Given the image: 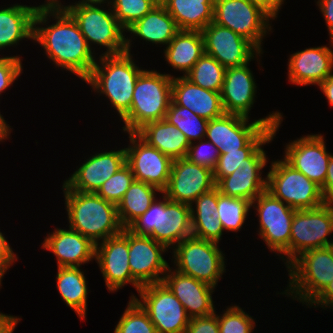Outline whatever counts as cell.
<instances>
[{
    "instance_id": "1",
    "label": "cell",
    "mask_w": 333,
    "mask_h": 333,
    "mask_svg": "<svg viewBox=\"0 0 333 333\" xmlns=\"http://www.w3.org/2000/svg\"><path fill=\"white\" fill-rule=\"evenodd\" d=\"M51 16L56 23L48 26ZM33 40L43 47L47 58L56 67L77 75L83 81L97 62L93 55L95 52H92L76 21L58 2L44 1L39 5L34 17Z\"/></svg>"
},
{
    "instance_id": "2",
    "label": "cell",
    "mask_w": 333,
    "mask_h": 333,
    "mask_svg": "<svg viewBox=\"0 0 333 333\" xmlns=\"http://www.w3.org/2000/svg\"><path fill=\"white\" fill-rule=\"evenodd\" d=\"M69 228L90 239L94 244L122 232L117 205L96 193L70 190L62 185Z\"/></svg>"
},
{
    "instance_id": "3",
    "label": "cell",
    "mask_w": 333,
    "mask_h": 333,
    "mask_svg": "<svg viewBox=\"0 0 333 333\" xmlns=\"http://www.w3.org/2000/svg\"><path fill=\"white\" fill-rule=\"evenodd\" d=\"M133 54L99 55L90 75L84 80L94 92L106 95L122 118L131 108L133 91L139 74L144 70Z\"/></svg>"
},
{
    "instance_id": "4",
    "label": "cell",
    "mask_w": 333,
    "mask_h": 333,
    "mask_svg": "<svg viewBox=\"0 0 333 333\" xmlns=\"http://www.w3.org/2000/svg\"><path fill=\"white\" fill-rule=\"evenodd\" d=\"M161 194L163 201L156 198L127 229L137 236H150L171 249L192 236L191 208L189 204L171 201Z\"/></svg>"
},
{
    "instance_id": "5",
    "label": "cell",
    "mask_w": 333,
    "mask_h": 333,
    "mask_svg": "<svg viewBox=\"0 0 333 333\" xmlns=\"http://www.w3.org/2000/svg\"><path fill=\"white\" fill-rule=\"evenodd\" d=\"M171 74L143 70L136 81L130 110L121 118L124 132H136L148 122L165 118L172 96Z\"/></svg>"
},
{
    "instance_id": "6",
    "label": "cell",
    "mask_w": 333,
    "mask_h": 333,
    "mask_svg": "<svg viewBox=\"0 0 333 333\" xmlns=\"http://www.w3.org/2000/svg\"><path fill=\"white\" fill-rule=\"evenodd\" d=\"M57 2L76 21L91 50H94L91 45L97 44L101 48L102 46L106 48V51L101 55L109 56L131 52L132 40L128 37L125 38V30L110 9L111 6L107 10L106 7H102L105 5H62L60 0Z\"/></svg>"
},
{
    "instance_id": "7",
    "label": "cell",
    "mask_w": 333,
    "mask_h": 333,
    "mask_svg": "<svg viewBox=\"0 0 333 333\" xmlns=\"http://www.w3.org/2000/svg\"><path fill=\"white\" fill-rule=\"evenodd\" d=\"M289 283L280 294L308 305L333 281V245L303 252L288 267Z\"/></svg>"
},
{
    "instance_id": "8",
    "label": "cell",
    "mask_w": 333,
    "mask_h": 333,
    "mask_svg": "<svg viewBox=\"0 0 333 333\" xmlns=\"http://www.w3.org/2000/svg\"><path fill=\"white\" fill-rule=\"evenodd\" d=\"M218 245L193 236L184 239L171 248L175 270L216 287L226 272L225 254Z\"/></svg>"
},
{
    "instance_id": "9",
    "label": "cell",
    "mask_w": 333,
    "mask_h": 333,
    "mask_svg": "<svg viewBox=\"0 0 333 333\" xmlns=\"http://www.w3.org/2000/svg\"><path fill=\"white\" fill-rule=\"evenodd\" d=\"M267 191L295 210L315 209L325 204L321 187L296 170L284 158L271 162Z\"/></svg>"
},
{
    "instance_id": "10",
    "label": "cell",
    "mask_w": 333,
    "mask_h": 333,
    "mask_svg": "<svg viewBox=\"0 0 333 333\" xmlns=\"http://www.w3.org/2000/svg\"><path fill=\"white\" fill-rule=\"evenodd\" d=\"M256 204V206H255ZM259 218L258 235L269 251L280 254L286 268L290 265L291 224L295 209L274 197L267 190L252 201Z\"/></svg>"
},
{
    "instance_id": "11",
    "label": "cell",
    "mask_w": 333,
    "mask_h": 333,
    "mask_svg": "<svg viewBox=\"0 0 333 333\" xmlns=\"http://www.w3.org/2000/svg\"><path fill=\"white\" fill-rule=\"evenodd\" d=\"M270 20L274 19L249 0H214L213 22L249 40L261 52L263 38L272 30Z\"/></svg>"
},
{
    "instance_id": "12",
    "label": "cell",
    "mask_w": 333,
    "mask_h": 333,
    "mask_svg": "<svg viewBox=\"0 0 333 333\" xmlns=\"http://www.w3.org/2000/svg\"><path fill=\"white\" fill-rule=\"evenodd\" d=\"M282 116L280 112L273 111L265 118L248 123L250 116L224 113L208 121L205 138L217 147L220 154L237 151L243 148L264 126L275 128Z\"/></svg>"
},
{
    "instance_id": "13",
    "label": "cell",
    "mask_w": 333,
    "mask_h": 333,
    "mask_svg": "<svg viewBox=\"0 0 333 333\" xmlns=\"http://www.w3.org/2000/svg\"><path fill=\"white\" fill-rule=\"evenodd\" d=\"M140 300L132 295L147 312L158 333H185L190 317L185 307L163 283L142 286Z\"/></svg>"
},
{
    "instance_id": "14",
    "label": "cell",
    "mask_w": 333,
    "mask_h": 333,
    "mask_svg": "<svg viewBox=\"0 0 333 333\" xmlns=\"http://www.w3.org/2000/svg\"><path fill=\"white\" fill-rule=\"evenodd\" d=\"M333 205L296 210L291 224L290 264L303 252L333 245Z\"/></svg>"
},
{
    "instance_id": "15",
    "label": "cell",
    "mask_w": 333,
    "mask_h": 333,
    "mask_svg": "<svg viewBox=\"0 0 333 333\" xmlns=\"http://www.w3.org/2000/svg\"><path fill=\"white\" fill-rule=\"evenodd\" d=\"M204 52L226 69L250 63L263 54L252 42L236 34L231 29L214 23L202 31Z\"/></svg>"
},
{
    "instance_id": "16",
    "label": "cell",
    "mask_w": 333,
    "mask_h": 333,
    "mask_svg": "<svg viewBox=\"0 0 333 333\" xmlns=\"http://www.w3.org/2000/svg\"><path fill=\"white\" fill-rule=\"evenodd\" d=\"M129 230L96 244L95 260L99 265L107 289L110 292L120 290L132 284L137 292L142 287L131 274L129 266Z\"/></svg>"
},
{
    "instance_id": "17",
    "label": "cell",
    "mask_w": 333,
    "mask_h": 333,
    "mask_svg": "<svg viewBox=\"0 0 333 333\" xmlns=\"http://www.w3.org/2000/svg\"><path fill=\"white\" fill-rule=\"evenodd\" d=\"M282 121L283 117L273 129V134L247 159V164L236 169L229 176L221 178L215 184L220 193L230 197L244 198L252 202L267 189V177L264 179L261 176V170L268 162L263 146L272 142Z\"/></svg>"
},
{
    "instance_id": "18",
    "label": "cell",
    "mask_w": 333,
    "mask_h": 333,
    "mask_svg": "<svg viewBox=\"0 0 333 333\" xmlns=\"http://www.w3.org/2000/svg\"><path fill=\"white\" fill-rule=\"evenodd\" d=\"M130 144L126 150V163L134 179L153 185L163 191L168 184L172 159L155 147L149 146L135 132H129Z\"/></svg>"
},
{
    "instance_id": "19",
    "label": "cell",
    "mask_w": 333,
    "mask_h": 333,
    "mask_svg": "<svg viewBox=\"0 0 333 333\" xmlns=\"http://www.w3.org/2000/svg\"><path fill=\"white\" fill-rule=\"evenodd\" d=\"M213 188V171L184 157L172 161L169 181L162 193L171 201L191 205L201 194Z\"/></svg>"
},
{
    "instance_id": "20",
    "label": "cell",
    "mask_w": 333,
    "mask_h": 333,
    "mask_svg": "<svg viewBox=\"0 0 333 333\" xmlns=\"http://www.w3.org/2000/svg\"><path fill=\"white\" fill-rule=\"evenodd\" d=\"M168 250L150 236H137L129 231L128 254L132 277L141 286L162 282L169 268L163 253Z\"/></svg>"
},
{
    "instance_id": "21",
    "label": "cell",
    "mask_w": 333,
    "mask_h": 333,
    "mask_svg": "<svg viewBox=\"0 0 333 333\" xmlns=\"http://www.w3.org/2000/svg\"><path fill=\"white\" fill-rule=\"evenodd\" d=\"M284 159L318 186L324 185L328 162L332 154L326 151L321 134H308L289 142L285 147Z\"/></svg>"
},
{
    "instance_id": "22",
    "label": "cell",
    "mask_w": 333,
    "mask_h": 333,
    "mask_svg": "<svg viewBox=\"0 0 333 333\" xmlns=\"http://www.w3.org/2000/svg\"><path fill=\"white\" fill-rule=\"evenodd\" d=\"M125 164V148L98 152L82 163L63 183L73 191L96 193L101 185Z\"/></svg>"
},
{
    "instance_id": "23",
    "label": "cell",
    "mask_w": 333,
    "mask_h": 333,
    "mask_svg": "<svg viewBox=\"0 0 333 333\" xmlns=\"http://www.w3.org/2000/svg\"><path fill=\"white\" fill-rule=\"evenodd\" d=\"M330 46L310 47L290 55L288 80L295 85L319 86L333 72V39Z\"/></svg>"
},
{
    "instance_id": "24",
    "label": "cell",
    "mask_w": 333,
    "mask_h": 333,
    "mask_svg": "<svg viewBox=\"0 0 333 333\" xmlns=\"http://www.w3.org/2000/svg\"><path fill=\"white\" fill-rule=\"evenodd\" d=\"M162 282L182 303L190 318L208 316L215 312L212 298L215 287L173 270L170 266Z\"/></svg>"
},
{
    "instance_id": "25",
    "label": "cell",
    "mask_w": 333,
    "mask_h": 333,
    "mask_svg": "<svg viewBox=\"0 0 333 333\" xmlns=\"http://www.w3.org/2000/svg\"><path fill=\"white\" fill-rule=\"evenodd\" d=\"M47 235L41 247L56 256L57 267H80L95 259L96 244L71 228Z\"/></svg>"
},
{
    "instance_id": "26",
    "label": "cell",
    "mask_w": 333,
    "mask_h": 333,
    "mask_svg": "<svg viewBox=\"0 0 333 333\" xmlns=\"http://www.w3.org/2000/svg\"><path fill=\"white\" fill-rule=\"evenodd\" d=\"M248 66L249 63L226 69L220 92L225 113L249 116L255 103L257 86Z\"/></svg>"
},
{
    "instance_id": "27",
    "label": "cell",
    "mask_w": 333,
    "mask_h": 333,
    "mask_svg": "<svg viewBox=\"0 0 333 333\" xmlns=\"http://www.w3.org/2000/svg\"><path fill=\"white\" fill-rule=\"evenodd\" d=\"M171 100L208 121L225 113L220 92L204 89L185 76H173Z\"/></svg>"
},
{
    "instance_id": "28",
    "label": "cell",
    "mask_w": 333,
    "mask_h": 333,
    "mask_svg": "<svg viewBox=\"0 0 333 333\" xmlns=\"http://www.w3.org/2000/svg\"><path fill=\"white\" fill-rule=\"evenodd\" d=\"M135 133L172 160L186 157L190 146L187 137L165 119L148 122Z\"/></svg>"
},
{
    "instance_id": "29",
    "label": "cell",
    "mask_w": 333,
    "mask_h": 333,
    "mask_svg": "<svg viewBox=\"0 0 333 333\" xmlns=\"http://www.w3.org/2000/svg\"><path fill=\"white\" fill-rule=\"evenodd\" d=\"M38 6L13 4L0 9V49L13 47L25 38L33 40Z\"/></svg>"
},
{
    "instance_id": "30",
    "label": "cell",
    "mask_w": 333,
    "mask_h": 333,
    "mask_svg": "<svg viewBox=\"0 0 333 333\" xmlns=\"http://www.w3.org/2000/svg\"><path fill=\"white\" fill-rule=\"evenodd\" d=\"M204 53L203 35L198 30H179L164 49L165 61L175 70L182 71L183 76Z\"/></svg>"
},
{
    "instance_id": "31",
    "label": "cell",
    "mask_w": 333,
    "mask_h": 333,
    "mask_svg": "<svg viewBox=\"0 0 333 333\" xmlns=\"http://www.w3.org/2000/svg\"><path fill=\"white\" fill-rule=\"evenodd\" d=\"M190 208L192 236L202 240L219 243L224 229L216 211L217 188L215 187L211 191L201 194L192 202Z\"/></svg>"
},
{
    "instance_id": "32",
    "label": "cell",
    "mask_w": 333,
    "mask_h": 333,
    "mask_svg": "<svg viewBox=\"0 0 333 333\" xmlns=\"http://www.w3.org/2000/svg\"><path fill=\"white\" fill-rule=\"evenodd\" d=\"M178 31L175 19L161 3L126 30L133 35L131 38L138 36L146 42L165 44V46L170 43Z\"/></svg>"
},
{
    "instance_id": "33",
    "label": "cell",
    "mask_w": 333,
    "mask_h": 333,
    "mask_svg": "<svg viewBox=\"0 0 333 333\" xmlns=\"http://www.w3.org/2000/svg\"><path fill=\"white\" fill-rule=\"evenodd\" d=\"M179 30L202 31L213 21L214 0H163Z\"/></svg>"
},
{
    "instance_id": "34",
    "label": "cell",
    "mask_w": 333,
    "mask_h": 333,
    "mask_svg": "<svg viewBox=\"0 0 333 333\" xmlns=\"http://www.w3.org/2000/svg\"><path fill=\"white\" fill-rule=\"evenodd\" d=\"M80 267H57L56 285L61 299L77 316L85 319L88 286L84 271Z\"/></svg>"
},
{
    "instance_id": "35",
    "label": "cell",
    "mask_w": 333,
    "mask_h": 333,
    "mask_svg": "<svg viewBox=\"0 0 333 333\" xmlns=\"http://www.w3.org/2000/svg\"><path fill=\"white\" fill-rule=\"evenodd\" d=\"M156 192L162 193L159 188L145 182H132L117 204V214L123 228H127L151 206L156 199Z\"/></svg>"
},
{
    "instance_id": "36",
    "label": "cell",
    "mask_w": 333,
    "mask_h": 333,
    "mask_svg": "<svg viewBox=\"0 0 333 333\" xmlns=\"http://www.w3.org/2000/svg\"><path fill=\"white\" fill-rule=\"evenodd\" d=\"M271 127H263L243 148L237 151L220 154L213 171L215 184L224 177L232 174L236 169L247 164V159L273 134Z\"/></svg>"
},
{
    "instance_id": "37",
    "label": "cell",
    "mask_w": 333,
    "mask_h": 333,
    "mask_svg": "<svg viewBox=\"0 0 333 333\" xmlns=\"http://www.w3.org/2000/svg\"><path fill=\"white\" fill-rule=\"evenodd\" d=\"M225 72L224 66L204 53L185 77L204 89L221 92Z\"/></svg>"
},
{
    "instance_id": "38",
    "label": "cell",
    "mask_w": 333,
    "mask_h": 333,
    "mask_svg": "<svg viewBox=\"0 0 333 333\" xmlns=\"http://www.w3.org/2000/svg\"><path fill=\"white\" fill-rule=\"evenodd\" d=\"M164 119L178 128L190 144L205 139L208 120L199 117L188 108L176 105L172 100Z\"/></svg>"
},
{
    "instance_id": "39",
    "label": "cell",
    "mask_w": 333,
    "mask_h": 333,
    "mask_svg": "<svg viewBox=\"0 0 333 333\" xmlns=\"http://www.w3.org/2000/svg\"><path fill=\"white\" fill-rule=\"evenodd\" d=\"M252 202L220 193L217 189V213L224 230L238 232L243 227Z\"/></svg>"
},
{
    "instance_id": "40",
    "label": "cell",
    "mask_w": 333,
    "mask_h": 333,
    "mask_svg": "<svg viewBox=\"0 0 333 333\" xmlns=\"http://www.w3.org/2000/svg\"><path fill=\"white\" fill-rule=\"evenodd\" d=\"M114 333H158L141 305L131 298L115 326Z\"/></svg>"
},
{
    "instance_id": "41",
    "label": "cell",
    "mask_w": 333,
    "mask_h": 333,
    "mask_svg": "<svg viewBox=\"0 0 333 333\" xmlns=\"http://www.w3.org/2000/svg\"><path fill=\"white\" fill-rule=\"evenodd\" d=\"M157 4L159 3L156 0H112L110 6L119 24L126 31Z\"/></svg>"
},
{
    "instance_id": "42",
    "label": "cell",
    "mask_w": 333,
    "mask_h": 333,
    "mask_svg": "<svg viewBox=\"0 0 333 333\" xmlns=\"http://www.w3.org/2000/svg\"><path fill=\"white\" fill-rule=\"evenodd\" d=\"M134 180L131 167L126 163L101 185L96 194L117 205Z\"/></svg>"
},
{
    "instance_id": "43",
    "label": "cell",
    "mask_w": 333,
    "mask_h": 333,
    "mask_svg": "<svg viewBox=\"0 0 333 333\" xmlns=\"http://www.w3.org/2000/svg\"><path fill=\"white\" fill-rule=\"evenodd\" d=\"M218 317L220 333H252L255 320L239 305L228 306L226 311Z\"/></svg>"
},
{
    "instance_id": "44",
    "label": "cell",
    "mask_w": 333,
    "mask_h": 333,
    "mask_svg": "<svg viewBox=\"0 0 333 333\" xmlns=\"http://www.w3.org/2000/svg\"><path fill=\"white\" fill-rule=\"evenodd\" d=\"M219 156L220 152L212 142L207 139H201L190 144L185 158L197 165L214 171Z\"/></svg>"
},
{
    "instance_id": "45",
    "label": "cell",
    "mask_w": 333,
    "mask_h": 333,
    "mask_svg": "<svg viewBox=\"0 0 333 333\" xmlns=\"http://www.w3.org/2000/svg\"><path fill=\"white\" fill-rule=\"evenodd\" d=\"M21 60L19 56L0 57V95L21 75Z\"/></svg>"
},
{
    "instance_id": "46",
    "label": "cell",
    "mask_w": 333,
    "mask_h": 333,
    "mask_svg": "<svg viewBox=\"0 0 333 333\" xmlns=\"http://www.w3.org/2000/svg\"><path fill=\"white\" fill-rule=\"evenodd\" d=\"M216 313L190 318L185 333H220Z\"/></svg>"
},
{
    "instance_id": "47",
    "label": "cell",
    "mask_w": 333,
    "mask_h": 333,
    "mask_svg": "<svg viewBox=\"0 0 333 333\" xmlns=\"http://www.w3.org/2000/svg\"><path fill=\"white\" fill-rule=\"evenodd\" d=\"M17 254H15L10 247L5 236L0 231V280L4 277V274L13 266V263L17 261Z\"/></svg>"
},
{
    "instance_id": "48",
    "label": "cell",
    "mask_w": 333,
    "mask_h": 333,
    "mask_svg": "<svg viewBox=\"0 0 333 333\" xmlns=\"http://www.w3.org/2000/svg\"><path fill=\"white\" fill-rule=\"evenodd\" d=\"M321 192L325 203L333 205V155L328 162L327 176L324 185L321 187Z\"/></svg>"
},
{
    "instance_id": "49",
    "label": "cell",
    "mask_w": 333,
    "mask_h": 333,
    "mask_svg": "<svg viewBox=\"0 0 333 333\" xmlns=\"http://www.w3.org/2000/svg\"><path fill=\"white\" fill-rule=\"evenodd\" d=\"M311 305V306H310ZM315 305V306H314ZM310 308L320 306L322 308L333 307V281H331L325 289L308 305Z\"/></svg>"
},
{
    "instance_id": "50",
    "label": "cell",
    "mask_w": 333,
    "mask_h": 333,
    "mask_svg": "<svg viewBox=\"0 0 333 333\" xmlns=\"http://www.w3.org/2000/svg\"><path fill=\"white\" fill-rule=\"evenodd\" d=\"M316 3L325 19L330 39H333V0H318Z\"/></svg>"
},
{
    "instance_id": "51",
    "label": "cell",
    "mask_w": 333,
    "mask_h": 333,
    "mask_svg": "<svg viewBox=\"0 0 333 333\" xmlns=\"http://www.w3.org/2000/svg\"><path fill=\"white\" fill-rule=\"evenodd\" d=\"M249 1L261 7L275 20L279 15L278 13L280 12L282 4H284L285 0H249Z\"/></svg>"
},
{
    "instance_id": "52",
    "label": "cell",
    "mask_w": 333,
    "mask_h": 333,
    "mask_svg": "<svg viewBox=\"0 0 333 333\" xmlns=\"http://www.w3.org/2000/svg\"><path fill=\"white\" fill-rule=\"evenodd\" d=\"M21 317L0 313V333H13Z\"/></svg>"
},
{
    "instance_id": "53",
    "label": "cell",
    "mask_w": 333,
    "mask_h": 333,
    "mask_svg": "<svg viewBox=\"0 0 333 333\" xmlns=\"http://www.w3.org/2000/svg\"><path fill=\"white\" fill-rule=\"evenodd\" d=\"M319 88L327 98L329 105L333 107V73L319 85Z\"/></svg>"
},
{
    "instance_id": "54",
    "label": "cell",
    "mask_w": 333,
    "mask_h": 333,
    "mask_svg": "<svg viewBox=\"0 0 333 333\" xmlns=\"http://www.w3.org/2000/svg\"><path fill=\"white\" fill-rule=\"evenodd\" d=\"M11 126L7 124L6 120L4 119L3 115L0 113V142H4L10 136L12 129Z\"/></svg>"
},
{
    "instance_id": "55",
    "label": "cell",
    "mask_w": 333,
    "mask_h": 333,
    "mask_svg": "<svg viewBox=\"0 0 333 333\" xmlns=\"http://www.w3.org/2000/svg\"><path fill=\"white\" fill-rule=\"evenodd\" d=\"M107 4V7L111 5L112 3V0H79L75 3H73L74 5H81V4H98V5H101V4Z\"/></svg>"
},
{
    "instance_id": "56",
    "label": "cell",
    "mask_w": 333,
    "mask_h": 333,
    "mask_svg": "<svg viewBox=\"0 0 333 333\" xmlns=\"http://www.w3.org/2000/svg\"><path fill=\"white\" fill-rule=\"evenodd\" d=\"M47 2H57L58 0H46Z\"/></svg>"
}]
</instances>
